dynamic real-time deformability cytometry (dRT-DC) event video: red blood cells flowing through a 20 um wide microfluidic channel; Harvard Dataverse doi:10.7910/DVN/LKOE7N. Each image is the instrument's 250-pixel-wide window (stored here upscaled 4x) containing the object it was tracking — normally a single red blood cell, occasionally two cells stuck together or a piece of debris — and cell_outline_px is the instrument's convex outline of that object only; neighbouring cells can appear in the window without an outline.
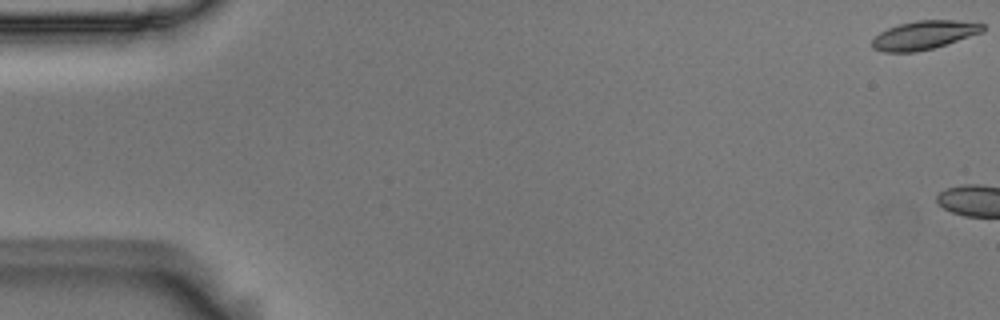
{"species": "Egyptian fruit bat (a non-hibernating species)", "species_latin": "Rousettus aegyptiacus", "temperature_condition": "room temperature", "stored_images_in_passage": 5, "camera_frame_rate_fps": 3000, "um_per_image_px": 0.085, "animal": {"sex": "male"}, "frame": {"image": 1, "passage_image": 1, "time_ms": 0.0, "image_size_px": [1000, 320], "cell_outline_px": [[984, 32], [932, 48], [916, 52], [884, 52], [872, 48], [872, 40], [880, 32], [888, 28], [900, 24], [916, 20], [956, 20], [984, 24]], "centroid_in_image_um": [78.54, 2.98], "position_along_channel_um": 6.5, "area_um2": 18.32}}